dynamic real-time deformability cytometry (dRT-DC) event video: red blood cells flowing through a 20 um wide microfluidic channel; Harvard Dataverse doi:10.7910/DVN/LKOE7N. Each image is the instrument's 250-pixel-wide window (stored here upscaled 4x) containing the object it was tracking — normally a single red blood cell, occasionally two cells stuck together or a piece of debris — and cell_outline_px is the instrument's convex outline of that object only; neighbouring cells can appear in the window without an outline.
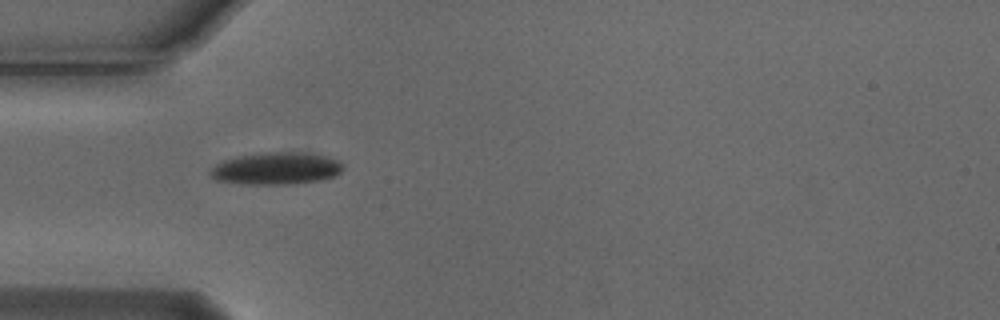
{"species": "Egyptian fruit bat (a non-hibernating species)", "species_latin": "Rousettus aegyptiacus", "temperature_condition": "cold", "stored_images_in_passage": 6, "camera_frame_rate_fps": 3000, "um_per_image_px": 0.085, "animal": {"sex": "male"}, "frame": {"image": 1, "passage_image": 5, "time_ms": 1.333, "image_size_px": [1000, 320], "cell_outline_px": [[344, 168], [336, 176], [320, 180], [292, 184], [240, 184], [216, 180], [208, 172], [216, 164], [224, 160], [236, 156], [260, 152], [300, 152], [328, 156], [340, 160], [344, 164]], "centroid_in_image_um": [23.5, 14.31], "position_along_channel_um": 61.5, "area_um2": 25.26}}
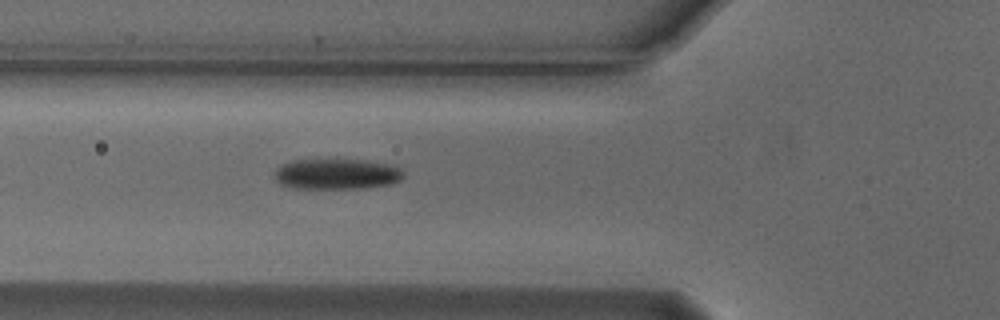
{"frame": {"image": 2, "passage_image": 6, "time_ms": 1.667, "image_size_px": [1000, 320], "cell_outline_px": [[404, 176], [400, 180], [392, 184], [360, 188], [296, 188], [280, 184], [276, 180], [276, 168], [280, 164], [292, 160], [336, 156], [396, 164], [404, 172]], "centroid_in_image_um": [28.65, 14.72], "position_along_channel_um": 97.1, "area_um2": 24.22}}